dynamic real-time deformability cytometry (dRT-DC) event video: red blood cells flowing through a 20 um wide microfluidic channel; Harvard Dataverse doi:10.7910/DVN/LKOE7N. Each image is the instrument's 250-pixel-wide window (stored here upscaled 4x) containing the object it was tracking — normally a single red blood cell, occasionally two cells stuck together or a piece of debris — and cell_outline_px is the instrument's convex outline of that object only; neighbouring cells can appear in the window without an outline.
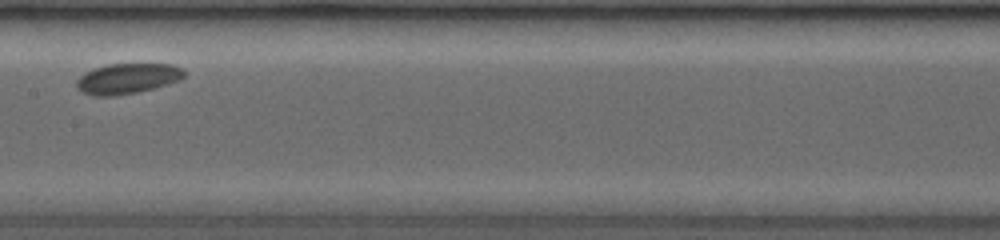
{"species": "common noctule bat (a hibernating species)", "species_latin": "Nyctalus noctula", "temperature_condition": "room temperature", "stored_images_in_passage": 8, "camera_frame_rate_fps": 3500, "um_per_image_px": 0.085, "animal": {"sex": "female", "body_mass_g": 19.0, "forearm_length_mm": 53.3}, "frame": {"image": 1, "passage_image": 4, "time_ms": 3.429, "image_size_px": [1000, 240], "cell_outline_px": [[184, 76], [180, 80], [152, 88], [136, 92], [108, 96], [96, 96], [84, 92], [76, 84], [76, 80], [84, 72], [92, 68], [108, 64], [172, 64], [184, 68]], "centroid_in_image_um": [10.83, 6.65], "position_along_channel_um": 196.6, "area_um2": 18.84}}
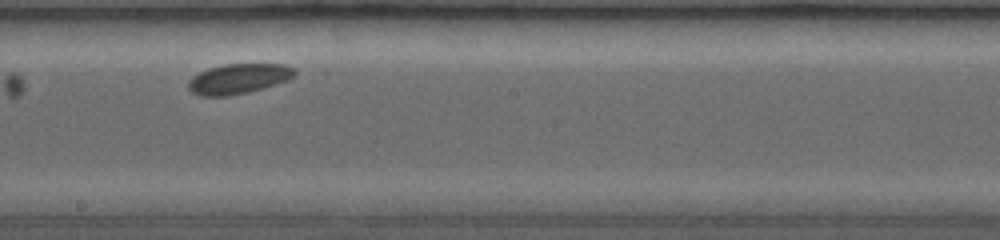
{"frame": {"image": 2, "passage_image": 5, "time_ms": 4.286, "image_size_px": [1000, 240], "cell_outline_px": [[296, 76], [288, 80], [260, 88], [244, 92], [224, 96], [204, 96], [192, 92], [188, 88], [188, 80], [192, 76], [208, 68], [224, 64], [284, 64], [296, 68]], "centroid_in_image_um": [20.28, 6.67], "position_along_channel_um": 227.9, "area_um2": 18.44}}
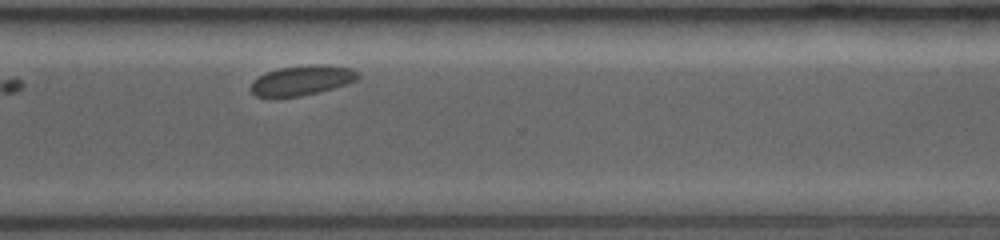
{"frame": {"image": 3, "passage_image": 8, "time_ms": 7.429, "image_size_px": [1000, 240], "cell_outline_px": [[360, 76], [356, 80], [320, 92], [300, 96], [268, 100], [256, 96], [252, 92], [252, 84], [260, 76], [268, 72], [280, 68], [352, 68]], "centroid_in_image_um": [25.55, 6.95], "position_along_channel_um": 345.0, "area_um2": 17.57}}